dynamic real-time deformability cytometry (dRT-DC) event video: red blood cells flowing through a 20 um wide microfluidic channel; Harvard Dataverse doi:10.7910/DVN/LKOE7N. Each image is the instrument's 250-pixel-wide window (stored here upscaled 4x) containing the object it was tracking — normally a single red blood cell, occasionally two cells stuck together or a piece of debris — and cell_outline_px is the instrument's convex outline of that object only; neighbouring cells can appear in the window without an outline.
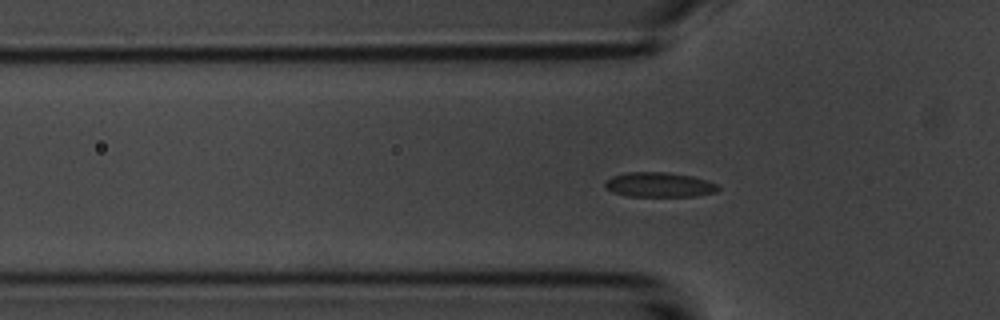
{"species": "common noctule bat (a hibernating species)", "species_latin": "Nyctalus noctula", "temperature_condition": "room temperature", "stored_images_in_passage": 55, "camera_frame_rate_fps": 3000, "um_per_image_px": 0.085, "animal": {"sex": "male", "body_mass_g": 20.1, "forearm_length_mm": 53.5}, "frame": {"image": 1, "passage_image": 17, "time_ms": 5.333, "image_size_px": [1000, 320], "cell_outline_px": [[720, 188], [716, 192], [696, 196], [624, 196], [612, 192], [604, 184], [612, 176], [624, 172], [668, 172], [692, 176], [708, 180], [716, 184]], "centroid_in_image_um": [56.05, 15.7], "position_along_channel_um": 69.8, "area_um2": 16.36}}
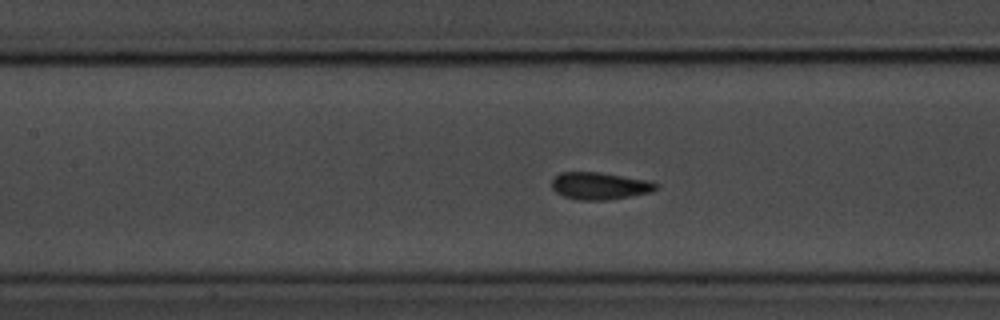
{"frame": {"image": 2, "passage_image": 24, "time_ms": 7.667, "image_size_px": [1000, 320], "cell_outline_px": [[656, 188], [652, 192], [608, 200], [576, 200], [564, 196], [556, 192], [552, 188], [552, 180], [560, 172], [600, 172], [648, 180], [656, 184]], "centroid_in_image_um": [50.95, 15.8], "position_along_channel_um": 156.5, "area_um2": 16.47}}
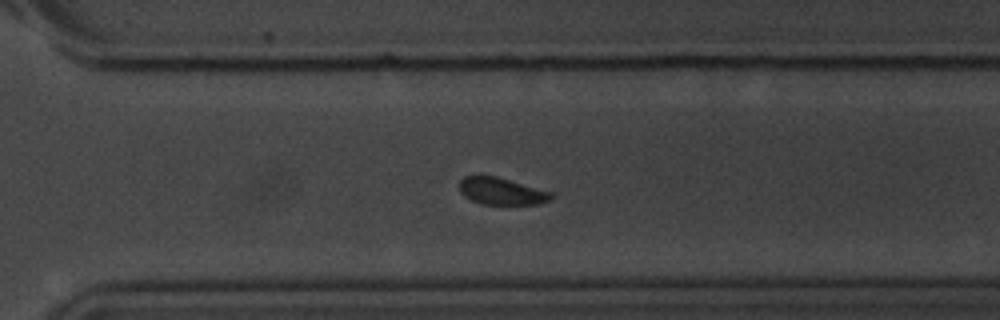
{"frame": {"image": 3, "passage_image": 38, "time_ms": 12.333, "image_size_px": [1000, 320], "cell_outline_px": [[556, 196], [552, 200], [540, 204], [484, 204], [472, 200], [464, 196], [460, 192], [460, 180], [464, 176], [496, 176], [556, 192]], "centroid_in_image_um": [42.74, 16.25], "position_along_channel_um": 327.9, "area_um2": 14.74}, "authors_computed_cell_mechanics": {"area_um2": 16.0684, "velocity_mm_per_s": 3.6822, "shape_relaxation_time_tau1_ms": 2.0561, "shape_relaxation_time_tau2_ms": null, "deformation_change_tau1": 0.0886, "deformation_change_tau2": null}}